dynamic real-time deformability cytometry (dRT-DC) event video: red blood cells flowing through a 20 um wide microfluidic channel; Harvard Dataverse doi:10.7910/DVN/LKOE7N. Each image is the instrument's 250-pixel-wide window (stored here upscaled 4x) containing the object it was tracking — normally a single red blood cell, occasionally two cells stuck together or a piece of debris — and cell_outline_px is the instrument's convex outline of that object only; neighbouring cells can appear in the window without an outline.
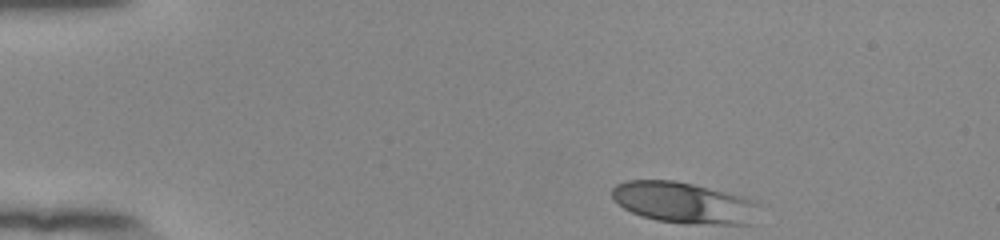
{"species": "human", "species_latin": "Homo sapiens", "temperature_condition": "room temperature", "stored_images_in_passage": 40, "camera_frame_rate_fps": 3000, "um_per_image_px": 0.085, "donor": {"sex": "female"}, "frame": {"image": 1, "passage_image": 1, "time_ms": 0.0, "image_size_px": [1000, 240], "cell_outline_px": [[756, 204], [748, 224], [684, 224], [656, 220], [640, 216], [624, 208], [612, 196], [612, 188], [616, 184], [628, 180], [676, 180], [744, 196], [756, 200]], "centroid_in_image_um": [58.06, 17.22], "position_along_channel_um": 26.9, "area_um2": 34.97}}
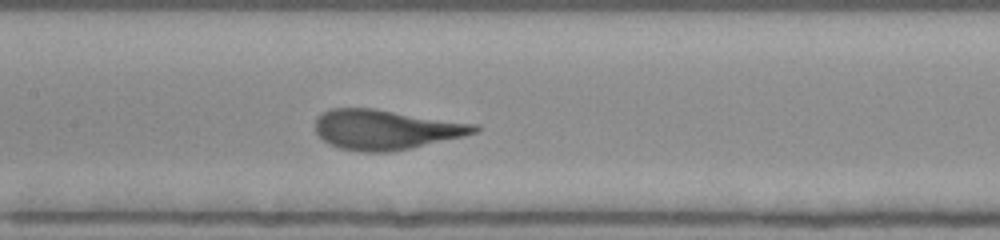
{"frame": {"image": 2, "passage_image": 19, "time_ms": 6.0, "image_size_px": [1000, 240], "cell_outline_px": [[480, 128], [476, 132], [464, 136], [412, 148], [392, 152], [360, 152], [340, 148], [328, 144], [316, 132], [316, 116], [320, 112], [328, 108], [376, 108], [480, 124]], "centroid_in_image_um": [32.8, 11.0], "position_along_channel_um": 174.6, "area_um2": 37.57}}
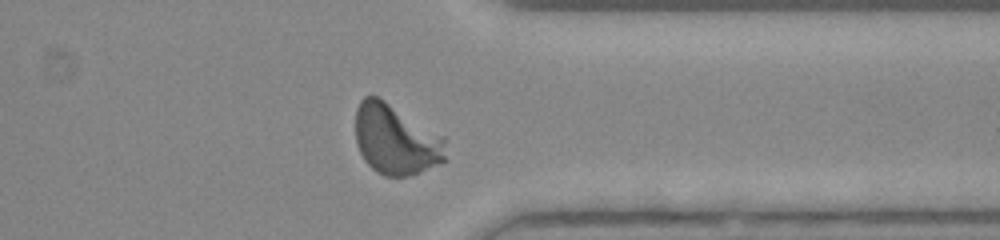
{"frame": {"image": 3, "passage_image": 35, "time_ms": 11.333, "image_size_px": [1000, 240], "cell_outline_px": [[448, 160], [420, 172], [408, 176], [384, 176], [376, 172], [364, 160], [356, 144], [356, 108], [360, 100], [364, 96], [380, 96], [444, 136]], "centroid_in_image_um": [33.66, 11.85], "position_along_channel_um": 377.7, "area_um2": 37.57}, "authors_computed_cell_mechanics": {"area_um2": 36.125, "velocity_mm_per_s": 3.8609, "shape_relaxation_time_tau1_ms": 2.7968, "shape_relaxation_time_tau2_ms": null, "deformation_change_tau1": 0.1947, "deformation_change_tau2": null}}